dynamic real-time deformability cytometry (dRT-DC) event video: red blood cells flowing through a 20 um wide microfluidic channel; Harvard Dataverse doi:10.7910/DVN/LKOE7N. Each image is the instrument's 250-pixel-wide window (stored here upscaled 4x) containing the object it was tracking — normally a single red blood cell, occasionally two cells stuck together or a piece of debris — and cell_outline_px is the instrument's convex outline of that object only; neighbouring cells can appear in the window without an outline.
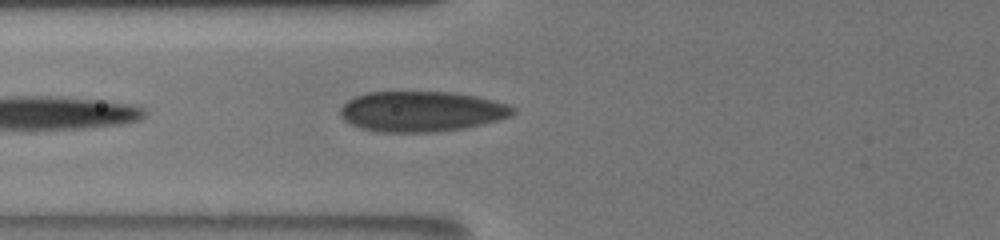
{"species": "human", "species_latin": "Homo sapiens", "temperature_condition": "room temperature", "stored_images_in_passage": 3, "camera_frame_rate_fps": 3000, "um_per_image_px": 0.085, "donor": {"sex": "male"}, "frame": {"image": 1, "passage_image": 3, "time_ms": 1.667, "image_size_px": [1000, 240], "cell_outline_px": [[516, 112], [512, 116], [464, 128], [432, 132], [380, 132], [360, 128], [344, 120], [340, 116], [340, 108], [348, 100], [356, 96], [368, 92], [456, 92], [496, 100], [508, 104], [516, 108]], "centroid_in_image_um": [35.85, 9.46], "position_along_channel_um": 90.0, "area_um2": 40.75}}